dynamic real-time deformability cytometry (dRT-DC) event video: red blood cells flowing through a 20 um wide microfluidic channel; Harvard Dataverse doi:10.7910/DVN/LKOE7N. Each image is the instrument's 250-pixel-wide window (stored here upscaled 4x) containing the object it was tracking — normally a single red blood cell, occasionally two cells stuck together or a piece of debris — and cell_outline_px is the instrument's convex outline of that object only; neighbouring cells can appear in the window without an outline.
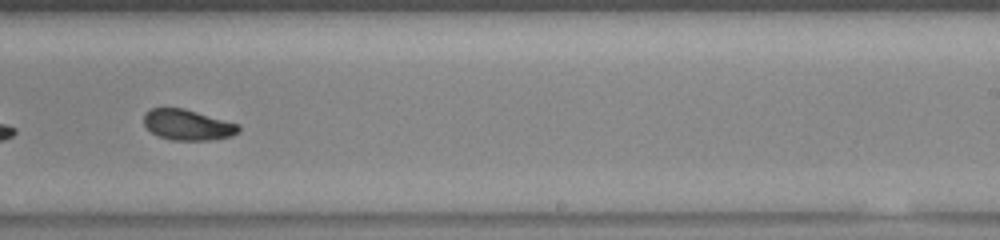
{"species": "common noctule bat (a hibernating species)", "species_latin": "Nyctalus noctula", "temperature_condition": "warm", "stored_images_in_passage": 52, "camera_frame_rate_fps": 3000, "um_per_image_px": 0.085, "animal": {"sex": "female", "body_mass_g": 23.0, "forearm_length_mm": 53.4}, "frame": {"image": 1, "passage_image": 32, "time_ms": 10.333, "image_size_px": [1000, 240], "cell_outline_px": [[240, 132], [232, 136], [208, 140], [172, 140], [156, 136], [144, 124], [144, 112], [152, 108], [184, 108], [240, 124]], "centroid_in_image_um": [15.96, 10.61], "position_along_channel_um": 273.0, "area_um2": 17.05}}
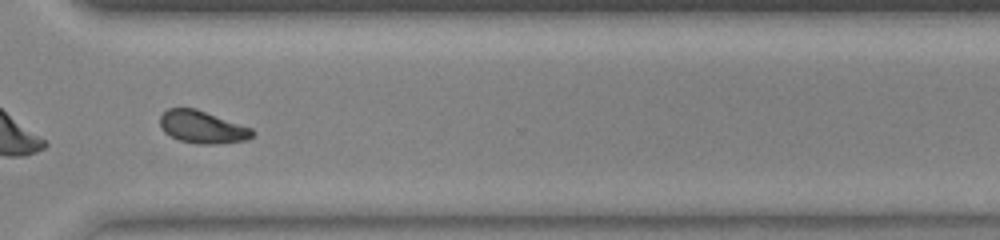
{"frame": {"image": 2, "passage_image": 38, "time_ms": 12.333, "image_size_px": [1000, 240], "cell_outline_px": [[256, 132], [248, 140], [216, 144], [200, 144], [180, 140], [164, 132], [160, 128], [160, 116], [168, 108], [196, 108], [252, 128]], "centroid_in_image_um": [17.21, 10.8], "position_along_channel_um": 353.4, "area_um2": 17.51}, "authors_computed_cell_mechanics": {"area_um2": 17.7735, "velocity_mm_per_s": 3.9992, "shape_relaxation_time_tau1_ms": 4.7673, "shape_relaxation_time_tau2_ms": 2.8155, "deformation_change_tau1": 0.1176, "deformation_change_tau2": 0.0737}}